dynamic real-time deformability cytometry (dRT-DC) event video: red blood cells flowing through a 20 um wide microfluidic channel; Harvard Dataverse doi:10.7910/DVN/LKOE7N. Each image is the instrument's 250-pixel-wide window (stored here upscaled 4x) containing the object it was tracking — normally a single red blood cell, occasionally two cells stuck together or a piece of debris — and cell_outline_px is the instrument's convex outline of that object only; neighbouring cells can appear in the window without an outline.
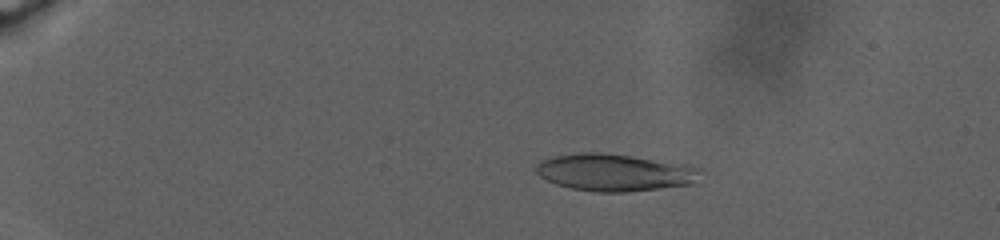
{"species": "human", "species_latin": "Homo sapiens", "temperature_condition": "warm", "stored_images_in_passage": 74, "camera_frame_rate_fps": 3000, "um_per_image_px": 0.085, "donor": {"sex": "male"}, "frame": {"image": 1, "passage_image": 24, "time_ms": 7.0, "image_size_px": [1000, 240], "cell_outline_px": [[700, 168], [696, 184], [624, 192], [596, 192], [572, 188], [556, 184], [540, 176], [532, 168], [540, 160], [552, 156], [580, 152], [600, 152], [688, 164]], "centroid_in_image_um": [52.22, 14.65], "position_along_channel_um": 32.8, "area_um2": 35.78}}
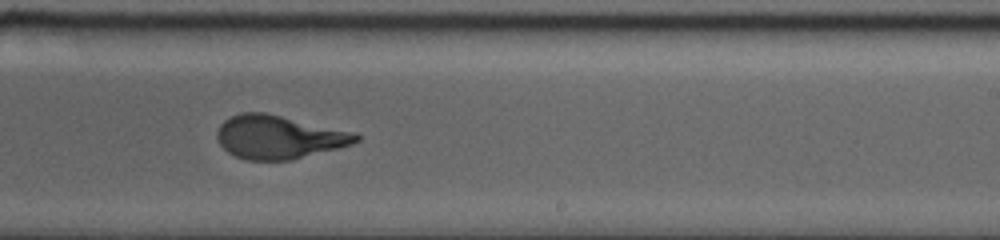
{"frame": {"image": 2, "passage_image": 54, "time_ms": 21.667, "image_size_px": [1000, 240], "cell_outline_px": [[360, 140], [352, 144], [340, 148], [292, 160], [248, 160], [236, 156], [228, 152], [220, 144], [216, 136], [216, 132], [220, 124], [224, 120], [240, 112], [264, 112], [356, 132], [360, 136]], "centroid_in_image_um": [23.72, 11.65], "position_along_channel_um": 265.3, "area_um2": 35.32}}
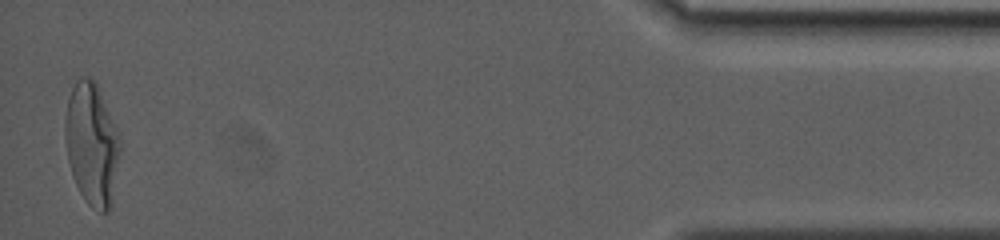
{"frame": {"image": 3, "passage_image": 74, "time_ms": 31.667, "image_size_px": [1000, 240], "cell_outline_px": [[120, 152], [112, 208], [108, 212], [100, 212], [92, 208], [88, 204], [80, 192], [72, 176], [68, 160], [64, 132], [64, 120], [68, 100], [72, 88], [76, 80], [80, 76], [92, 76], [96, 84], [120, 136]], "centroid_in_image_um": [7.81, 12.27], "position_along_channel_um": 427.4, "area_um2": 39.42}, "authors_computed_cell_mechanics": {"area_um2": 35.547, "velocity_mm_per_s": 2.2871, "shape_relaxation_time_tau1_ms": 9.7527, "shape_relaxation_time_tau2_ms": 1.2548, "deformation_change_tau1": 0.2817, "deformation_change_tau2": 0.0866}}